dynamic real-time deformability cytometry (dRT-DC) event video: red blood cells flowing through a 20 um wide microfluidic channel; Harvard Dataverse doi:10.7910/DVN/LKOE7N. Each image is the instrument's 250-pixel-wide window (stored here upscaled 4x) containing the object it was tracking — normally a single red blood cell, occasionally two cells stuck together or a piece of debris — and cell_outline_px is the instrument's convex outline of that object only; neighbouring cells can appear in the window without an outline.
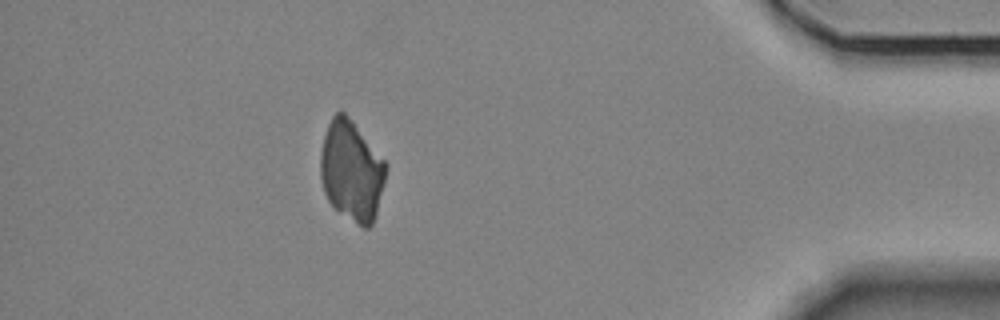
{"species": "Egyptian fruit bat (a non-hibernating species)", "species_latin": "Rousettus aegyptiacus", "temperature_condition": "room temperature", "stored_images_in_passage": 41, "camera_frame_rate_fps": 3000, "um_per_image_px": 0.085, "animal": {"sex": "female"}, "frame": {"image": 1, "passage_image": 35, "time_ms": 11.333, "image_size_px": [1000, 320], "cell_outline_px": [[388, 168], [376, 216], [372, 224], [368, 228], [364, 228], [336, 208], [328, 200], [324, 192], [320, 176], [320, 152], [324, 136], [328, 124], [332, 116], [340, 108], [352, 120], [388, 164]], "centroid_in_image_um": [29.89, 14.49], "position_along_channel_um": 405.3, "area_um2": 38.32}}